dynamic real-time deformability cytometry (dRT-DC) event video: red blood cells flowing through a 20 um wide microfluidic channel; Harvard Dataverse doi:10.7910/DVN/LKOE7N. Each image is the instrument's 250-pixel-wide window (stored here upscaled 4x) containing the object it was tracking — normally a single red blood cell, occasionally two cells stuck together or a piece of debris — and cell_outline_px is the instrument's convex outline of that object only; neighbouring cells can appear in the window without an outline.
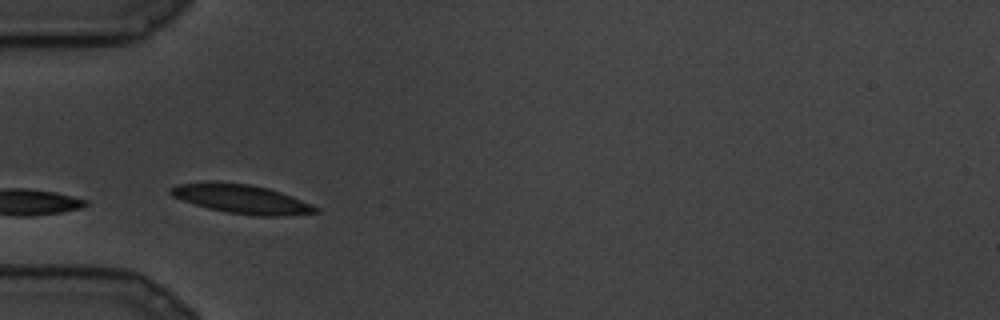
{"species": "common noctule bat (a hibernating species)", "species_latin": "Nyctalus noctula", "temperature_condition": "cold", "stored_images_in_passage": 9, "camera_frame_rate_fps": 3000, "um_per_image_px": 0.085, "animal": {"sex": "male", "body_mass_g": 19.5, "forearm_length_mm": 54.6}, "frame": {"image": 1, "passage_image": 3, "time_ms": 0.667, "image_size_px": [1000, 320], "cell_outline_px": [[320, 212], [284, 216], [252, 216], [228, 212], [208, 208], [172, 196], [168, 192], [168, 188], [180, 184], [208, 180], [212, 180], [252, 184], [268, 188], [292, 196], [320, 208]], "centroid_in_image_um": [20.52, 16.89], "position_along_channel_um": 64.5, "area_um2": 24.8}}